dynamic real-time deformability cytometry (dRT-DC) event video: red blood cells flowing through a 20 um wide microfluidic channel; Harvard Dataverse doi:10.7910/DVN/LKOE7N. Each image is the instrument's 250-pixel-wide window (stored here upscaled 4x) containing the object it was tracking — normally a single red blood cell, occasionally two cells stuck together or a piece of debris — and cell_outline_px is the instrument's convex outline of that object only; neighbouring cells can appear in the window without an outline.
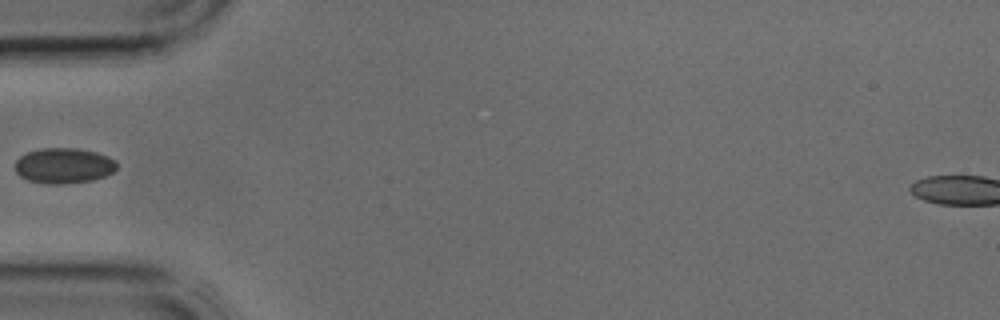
{"species": "common noctule bat (a hibernating species)", "species_latin": "Nyctalus noctula", "temperature_condition": "cold", "stored_images_in_passage": 4, "camera_frame_rate_fps": 3000, "um_per_image_px": 0.085, "animal": {"sex": "male", "body_mass_g": 17.9, "forearm_length_mm": 54.2}, "frame": {"image": 1, "passage_image": 4, "time_ms": 1.0, "image_size_px": [1000, 320], "cell_outline_px": [[116, 168], [112, 172], [104, 176], [92, 180], [64, 184], [48, 184], [28, 180], [20, 176], [16, 172], [16, 160], [20, 156], [28, 152], [40, 148], [76, 148], [96, 152], [108, 156], [116, 160]], "centroid_in_image_um": [5.42, 14.08], "position_along_channel_um": 79.6, "area_um2": 20.98}}